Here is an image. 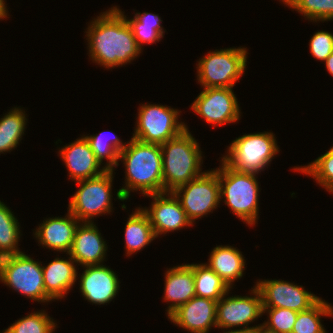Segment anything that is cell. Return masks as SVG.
<instances>
[{
  "instance_id": "obj_27",
  "label": "cell",
  "mask_w": 333,
  "mask_h": 333,
  "mask_svg": "<svg viewBox=\"0 0 333 333\" xmlns=\"http://www.w3.org/2000/svg\"><path fill=\"white\" fill-rule=\"evenodd\" d=\"M19 226L13 212L0 200V258L23 252L18 246L22 235Z\"/></svg>"
},
{
  "instance_id": "obj_5",
  "label": "cell",
  "mask_w": 333,
  "mask_h": 333,
  "mask_svg": "<svg viewBox=\"0 0 333 333\" xmlns=\"http://www.w3.org/2000/svg\"><path fill=\"white\" fill-rule=\"evenodd\" d=\"M274 135L266 131L244 134L231 142L221 159L236 171L258 175L280 152Z\"/></svg>"
},
{
  "instance_id": "obj_13",
  "label": "cell",
  "mask_w": 333,
  "mask_h": 333,
  "mask_svg": "<svg viewBox=\"0 0 333 333\" xmlns=\"http://www.w3.org/2000/svg\"><path fill=\"white\" fill-rule=\"evenodd\" d=\"M262 297V308H286L297 312L310 309L321 298L297 285L284 280H260L255 285Z\"/></svg>"
},
{
  "instance_id": "obj_12",
  "label": "cell",
  "mask_w": 333,
  "mask_h": 333,
  "mask_svg": "<svg viewBox=\"0 0 333 333\" xmlns=\"http://www.w3.org/2000/svg\"><path fill=\"white\" fill-rule=\"evenodd\" d=\"M233 88H203L191 105L207 123L223 126L240 120V107Z\"/></svg>"
},
{
  "instance_id": "obj_1",
  "label": "cell",
  "mask_w": 333,
  "mask_h": 333,
  "mask_svg": "<svg viewBox=\"0 0 333 333\" xmlns=\"http://www.w3.org/2000/svg\"><path fill=\"white\" fill-rule=\"evenodd\" d=\"M86 28L89 57L107 69L131 63L142 50L126 18L113 6L101 12Z\"/></svg>"
},
{
  "instance_id": "obj_22",
  "label": "cell",
  "mask_w": 333,
  "mask_h": 333,
  "mask_svg": "<svg viewBox=\"0 0 333 333\" xmlns=\"http://www.w3.org/2000/svg\"><path fill=\"white\" fill-rule=\"evenodd\" d=\"M245 257L235 247L218 245L210 253L206 263L230 289L235 280H240L245 270Z\"/></svg>"
},
{
  "instance_id": "obj_4",
  "label": "cell",
  "mask_w": 333,
  "mask_h": 333,
  "mask_svg": "<svg viewBox=\"0 0 333 333\" xmlns=\"http://www.w3.org/2000/svg\"><path fill=\"white\" fill-rule=\"evenodd\" d=\"M218 168L220 201L240 220L253 226L259 214V182L256 174L242 173L227 166L222 160Z\"/></svg>"
},
{
  "instance_id": "obj_10",
  "label": "cell",
  "mask_w": 333,
  "mask_h": 333,
  "mask_svg": "<svg viewBox=\"0 0 333 333\" xmlns=\"http://www.w3.org/2000/svg\"><path fill=\"white\" fill-rule=\"evenodd\" d=\"M177 187L173 193L179 199L188 219L193 223L220 205L218 167Z\"/></svg>"
},
{
  "instance_id": "obj_29",
  "label": "cell",
  "mask_w": 333,
  "mask_h": 333,
  "mask_svg": "<svg viewBox=\"0 0 333 333\" xmlns=\"http://www.w3.org/2000/svg\"><path fill=\"white\" fill-rule=\"evenodd\" d=\"M321 316H333V306L322 298L310 309L298 312L292 333H327Z\"/></svg>"
},
{
  "instance_id": "obj_14",
  "label": "cell",
  "mask_w": 333,
  "mask_h": 333,
  "mask_svg": "<svg viewBox=\"0 0 333 333\" xmlns=\"http://www.w3.org/2000/svg\"><path fill=\"white\" fill-rule=\"evenodd\" d=\"M152 198L151 206L141 209L149 218L156 237L174 232L187 226H194L188 219L179 199L173 192L145 195Z\"/></svg>"
},
{
  "instance_id": "obj_17",
  "label": "cell",
  "mask_w": 333,
  "mask_h": 333,
  "mask_svg": "<svg viewBox=\"0 0 333 333\" xmlns=\"http://www.w3.org/2000/svg\"><path fill=\"white\" fill-rule=\"evenodd\" d=\"M58 153L72 181L95 178L107 171L104 166L101 168V163L96 159L84 136L62 146Z\"/></svg>"
},
{
  "instance_id": "obj_20",
  "label": "cell",
  "mask_w": 333,
  "mask_h": 333,
  "mask_svg": "<svg viewBox=\"0 0 333 333\" xmlns=\"http://www.w3.org/2000/svg\"><path fill=\"white\" fill-rule=\"evenodd\" d=\"M68 259L56 257L47 266H42L46 295L53 301L63 299L79 279L77 263L67 254ZM76 264V265H75Z\"/></svg>"
},
{
  "instance_id": "obj_28",
  "label": "cell",
  "mask_w": 333,
  "mask_h": 333,
  "mask_svg": "<svg viewBox=\"0 0 333 333\" xmlns=\"http://www.w3.org/2000/svg\"><path fill=\"white\" fill-rule=\"evenodd\" d=\"M105 132H101L96 135H83L85 139L89 142L91 150L95 153L96 159L103 165V160L106 159L104 167L106 170H115V167L119 166V153L127 146V143L122 142V140L113 135L108 139L103 135Z\"/></svg>"
},
{
  "instance_id": "obj_26",
  "label": "cell",
  "mask_w": 333,
  "mask_h": 333,
  "mask_svg": "<svg viewBox=\"0 0 333 333\" xmlns=\"http://www.w3.org/2000/svg\"><path fill=\"white\" fill-rule=\"evenodd\" d=\"M188 265L193 269L196 296L218 302L232 290L206 263Z\"/></svg>"
},
{
  "instance_id": "obj_18",
  "label": "cell",
  "mask_w": 333,
  "mask_h": 333,
  "mask_svg": "<svg viewBox=\"0 0 333 333\" xmlns=\"http://www.w3.org/2000/svg\"><path fill=\"white\" fill-rule=\"evenodd\" d=\"M104 240L95 222H80L69 254L82 267L102 265L108 251Z\"/></svg>"
},
{
  "instance_id": "obj_32",
  "label": "cell",
  "mask_w": 333,
  "mask_h": 333,
  "mask_svg": "<svg viewBox=\"0 0 333 333\" xmlns=\"http://www.w3.org/2000/svg\"><path fill=\"white\" fill-rule=\"evenodd\" d=\"M290 8L314 23L333 20V0H297Z\"/></svg>"
},
{
  "instance_id": "obj_35",
  "label": "cell",
  "mask_w": 333,
  "mask_h": 333,
  "mask_svg": "<svg viewBox=\"0 0 333 333\" xmlns=\"http://www.w3.org/2000/svg\"><path fill=\"white\" fill-rule=\"evenodd\" d=\"M253 333H277V332L268 328L266 325L262 323L258 324V326L253 329Z\"/></svg>"
},
{
  "instance_id": "obj_31",
  "label": "cell",
  "mask_w": 333,
  "mask_h": 333,
  "mask_svg": "<svg viewBox=\"0 0 333 333\" xmlns=\"http://www.w3.org/2000/svg\"><path fill=\"white\" fill-rule=\"evenodd\" d=\"M57 324L44 310L28 314L0 333H54Z\"/></svg>"
},
{
  "instance_id": "obj_24",
  "label": "cell",
  "mask_w": 333,
  "mask_h": 333,
  "mask_svg": "<svg viewBox=\"0 0 333 333\" xmlns=\"http://www.w3.org/2000/svg\"><path fill=\"white\" fill-rule=\"evenodd\" d=\"M125 18L136 39L137 45L142 50L143 44H152L161 41L165 30L161 24V17L157 14L148 12H136L134 17L128 19L124 12L114 6Z\"/></svg>"
},
{
  "instance_id": "obj_7",
  "label": "cell",
  "mask_w": 333,
  "mask_h": 333,
  "mask_svg": "<svg viewBox=\"0 0 333 333\" xmlns=\"http://www.w3.org/2000/svg\"><path fill=\"white\" fill-rule=\"evenodd\" d=\"M42 262L24 252L0 258V282L32 301H52L45 292Z\"/></svg>"
},
{
  "instance_id": "obj_15",
  "label": "cell",
  "mask_w": 333,
  "mask_h": 333,
  "mask_svg": "<svg viewBox=\"0 0 333 333\" xmlns=\"http://www.w3.org/2000/svg\"><path fill=\"white\" fill-rule=\"evenodd\" d=\"M79 279L81 295L92 304L110 303L119 292L120 281L116 273L105 265H87Z\"/></svg>"
},
{
  "instance_id": "obj_11",
  "label": "cell",
  "mask_w": 333,
  "mask_h": 333,
  "mask_svg": "<svg viewBox=\"0 0 333 333\" xmlns=\"http://www.w3.org/2000/svg\"><path fill=\"white\" fill-rule=\"evenodd\" d=\"M250 291V297L241 295L227 297L230 293L229 290L217 302L216 326L218 329L232 331L231 328L238 327L240 329L233 330L241 331L252 330L258 326L249 327L251 323L263 315L262 297L256 286Z\"/></svg>"
},
{
  "instance_id": "obj_16",
  "label": "cell",
  "mask_w": 333,
  "mask_h": 333,
  "mask_svg": "<svg viewBox=\"0 0 333 333\" xmlns=\"http://www.w3.org/2000/svg\"><path fill=\"white\" fill-rule=\"evenodd\" d=\"M217 301L194 296L172 312L168 319L191 333H208L216 327Z\"/></svg>"
},
{
  "instance_id": "obj_21",
  "label": "cell",
  "mask_w": 333,
  "mask_h": 333,
  "mask_svg": "<svg viewBox=\"0 0 333 333\" xmlns=\"http://www.w3.org/2000/svg\"><path fill=\"white\" fill-rule=\"evenodd\" d=\"M163 299L170 302L167 307V317L179 306L196 296L193 269L188 264L177 265L167 269Z\"/></svg>"
},
{
  "instance_id": "obj_36",
  "label": "cell",
  "mask_w": 333,
  "mask_h": 333,
  "mask_svg": "<svg viewBox=\"0 0 333 333\" xmlns=\"http://www.w3.org/2000/svg\"><path fill=\"white\" fill-rule=\"evenodd\" d=\"M6 1L5 0H0V20H4V18H7L9 16V11L6 8Z\"/></svg>"
},
{
  "instance_id": "obj_6",
  "label": "cell",
  "mask_w": 333,
  "mask_h": 333,
  "mask_svg": "<svg viewBox=\"0 0 333 333\" xmlns=\"http://www.w3.org/2000/svg\"><path fill=\"white\" fill-rule=\"evenodd\" d=\"M247 54L244 47L209 51L196 64L198 83L203 88H233L245 72Z\"/></svg>"
},
{
  "instance_id": "obj_23",
  "label": "cell",
  "mask_w": 333,
  "mask_h": 333,
  "mask_svg": "<svg viewBox=\"0 0 333 333\" xmlns=\"http://www.w3.org/2000/svg\"><path fill=\"white\" fill-rule=\"evenodd\" d=\"M125 225V249L126 256L137 253L151 243L156 237L152 225L146 213L136 208Z\"/></svg>"
},
{
  "instance_id": "obj_25",
  "label": "cell",
  "mask_w": 333,
  "mask_h": 333,
  "mask_svg": "<svg viewBox=\"0 0 333 333\" xmlns=\"http://www.w3.org/2000/svg\"><path fill=\"white\" fill-rule=\"evenodd\" d=\"M7 113L0 118V154L11 152L20 144L27 125L23 108L14 107Z\"/></svg>"
},
{
  "instance_id": "obj_33",
  "label": "cell",
  "mask_w": 333,
  "mask_h": 333,
  "mask_svg": "<svg viewBox=\"0 0 333 333\" xmlns=\"http://www.w3.org/2000/svg\"><path fill=\"white\" fill-rule=\"evenodd\" d=\"M268 320L263 322L268 328L277 333H292L298 312L286 308H263Z\"/></svg>"
},
{
  "instance_id": "obj_30",
  "label": "cell",
  "mask_w": 333,
  "mask_h": 333,
  "mask_svg": "<svg viewBox=\"0 0 333 333\" xmlns=\"http://www.w3.org/2000/svg\"><path fill=\"white\" fill-rule=\"evenodd\" d=\"M293 170L313 177L320 186L333 193V146L313 162L303 167L295 166Z\"/></svg>"
},
{
  "instance_id": "obj_37",
  "label": "cell",
  "mask_w": 333,
  "mask_h": 333,
  "mask_svg": "<svg viewBox=\"0 0 333 333\" xmlns=\"http://www.w3.org/2000/svg\"><path fill=\"white\" fill-rule=\"evenodd\" d=\"M326 69L333 77V53L325 60Z\"/></svg>"
},
{
  "instance_id": "obj_39",
  "label": "cell",
  "mask_w": 333,
  "mask_h": 333,
  "mask_svg": "<svg viewBox=\"0 0 333 333\" xmlns=\"http://www.w3.org/2000/svg\"><path fill=\"white\" fill-rule=\"evenodd\" d=\"M288 7H291L297 0H279Z\"/></svg>"
},
{
  "instance_id": "obj_34",
  "label": "cell",
  "mask_w": 333,
  "mask_h": 333,
  "mask_svg": "<svg viewBox=\"0 0 333 333\" xmlns=\"http://www.w3.org/2000/svg\"><path fill=\"white\" fill-rule=\"evenodd\" d=\"M309 50L316 59L324 61L333 53V34L328 31H318L309 42Z\"/></svg>"
},
{
  "instance_id": "obj_19",
  "label": "cell",
  "mask_w": 333,
  "mask_h": 333,
  "mask_svg": "<svg viewBox=\"0 0 333 333\" xmlns=\"http://www.w3.org/2000/svg\"><path fill=\"white\" fill-rule=\"evenodd\" d=\"M67 211L65 217H49L39 224L33 233L39 245L69 254L80 221L69 210Z\"/></svg>"
},
{
  "instance_id": "obj_2",
  "label": "cell",
  "mask_w": 333,
  "mask_h": 333,
  "mask_svg": "<svg viewBox=\"0 0 333 333\" xmlns=\"http://www.w3.org/2000/svg\"><path fill=\"white\" fill-rule=\"evenodd\" d=\"M118 161L125 166V184L117 190L116 199L125 201L130 193L143 196L163 193L162 149L158 144L144 143L134 138L119 153Z\"/></svg>"
},
{
  "instance_id": "obj_8",
  "label": "cell",
  "mask_w": 333,
  "mask_h": 333,
  "mask_svg": "<svg viewBox=\"0 0 333 333\" xmlns=\"http://www.w3.org/2000/svg\"><path fill=\"white\" fill-rule=\"evenodd\" d=\"M115 170H107L91 179L76 181L79 189L69 201L68 210L80 222H93L94 217L113 211L112 185Z\"/></svg>"
},
{
  "instance_id": "obj_3",
  "label": "cell",
  "mask_w": 333,
  "mask_h": 333,
  "mask_svg": "<svg viewBox=\"0 0 333 333\" xmlns=\"http://www.w3.org/2000/svg\"><path fill=\"white\" fill-rule=\"evenodd\" d=\"M163 192H173L177 187L201 176L203 164L199 143L186 129L177 137L161 144Z\"/></svg>"
},
{
  "instance_id": "obj_38",
  "label": "cell",
  "mask_w": 333,
  "mask_h": 333,
  "mask_svg": "<svg viewBox=\"0 0 333 333\" xmlns=\"http://www.w3.org/2000/svg\"><path fill=\"white\" fill-rule=\"evenodd\" d=\"M223 333H253L252 330H232V331H224Z\"/></svg>"
},
{
  "instance_id": "obj_9",
  "label": "cell",
  "mask_w": 333,
  "mask_h": 333,
  "mask_svg": "<svg viewBox=\"0 0 333 333\" xmlns=\"http://www.w3.org/2000/svg\"><path fill=\"white\" fill-rule=\"evenodd\" d=\"M179 110L167 105L141 104L132 138L161 145L180 135L186 124L179 122Z\"/></svg>"
}]
</instances>
